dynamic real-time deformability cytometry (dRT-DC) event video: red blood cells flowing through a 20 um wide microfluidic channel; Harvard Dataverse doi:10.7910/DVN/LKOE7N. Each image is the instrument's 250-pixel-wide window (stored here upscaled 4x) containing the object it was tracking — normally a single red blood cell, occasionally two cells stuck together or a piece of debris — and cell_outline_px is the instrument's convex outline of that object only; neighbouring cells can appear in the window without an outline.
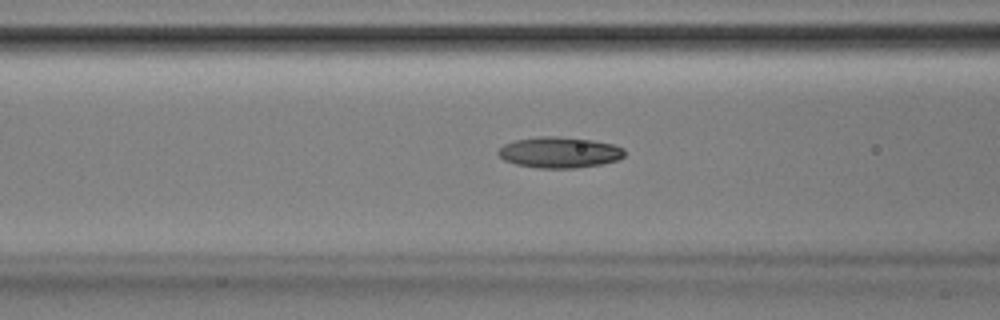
{"species": "Egyptian fruit bat (a non-hibernating species)", "species_latin": "Rousettus aegyptiacus", "temperature_condition": "room temperature", "stored_images_in_passage": 39, "camera_frame_rate_fps": 3000, "um_per_image_px": 0.085, "animal": {"sex": "male"}, "frame": {"image": 1, "passage_image": 8, "time_ms": 2.333, "image_size_px": [1000, 320], "cell_outline_px": [[624, 156], [616, 160], [604, 164], [576, 168], [540, 168], [516, 164], [504, 160], [496, 152], [504, 144], [516, 140], [536, 136], [556, 136], [592, 140], [612, 144], [624, 148]], "centroid_in_image_um": [47.55, 12.95], "position_along_channel_um": 119.1, "area_um2": 22.77}}
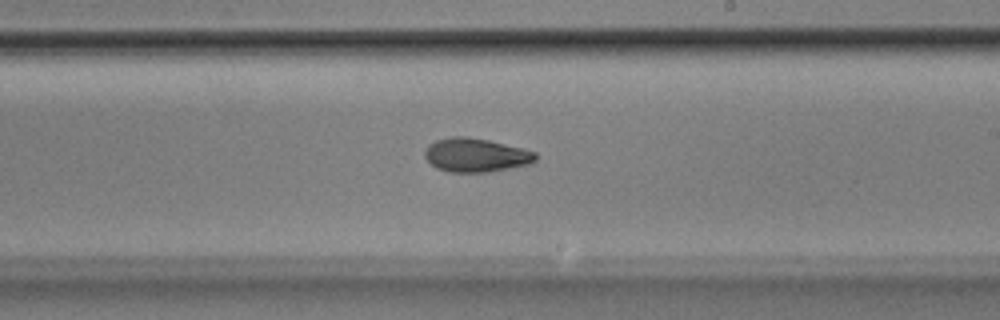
{"frame": {"image": 2, "passage_image": 18, "time_ms": 5.667, "image_size_px": [1000, 320], "cell_outline_px": [[536, 160], [528, 164], [488, 172], [448, 172], [436, 168], [424, 156], [424, 152], [428, 144], [436, 140], [452, 136], [464, 136], [488, 140], [524, 148], [536, 152]], "centroid_in_image_um": [40.43, 13.17], "position_along_channel_um": 248.6, "area_um2": 21.79}}
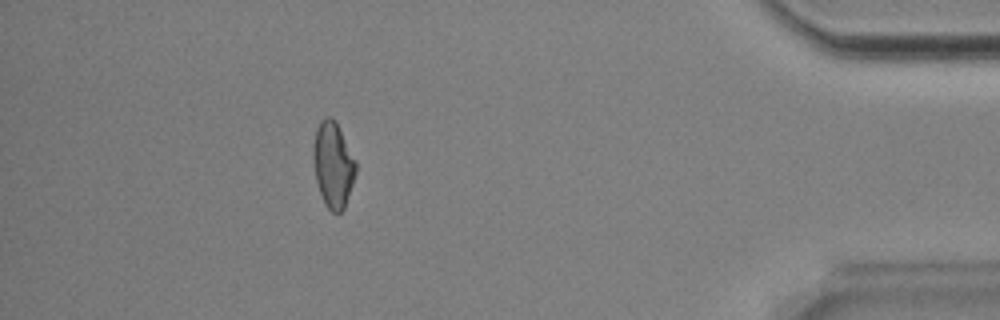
{"frame": {"image": 3, "passage_image": 34, "time_ms": 11.0, "image_size_px": [1000, 320], "cell_outline_px": [[356, 172], [344, 208], [340, 212], [332, 212], [324, 204], [316, 180], [312, 156], [312, 144], [316, 128], [320, 120], [324, 116], [332, 116], [336, 120], [356, 160]], "centroid_in_image_um": [28.29, 13.93], "position_along_channel_um": 406.9, "area_um2": 21.5}, "authors_computed_cell_mechanics": {"area_um2": 21.5016, "velocity_mm_per_s": 3.8907, "shape_relaxation_time_tau1_ms": 5.803, "shape_relaxation_time_tau2_ms": 4.2517, "deformation_change_tau1": 0.1439, "deformation_change_tau2": 0.1094}}